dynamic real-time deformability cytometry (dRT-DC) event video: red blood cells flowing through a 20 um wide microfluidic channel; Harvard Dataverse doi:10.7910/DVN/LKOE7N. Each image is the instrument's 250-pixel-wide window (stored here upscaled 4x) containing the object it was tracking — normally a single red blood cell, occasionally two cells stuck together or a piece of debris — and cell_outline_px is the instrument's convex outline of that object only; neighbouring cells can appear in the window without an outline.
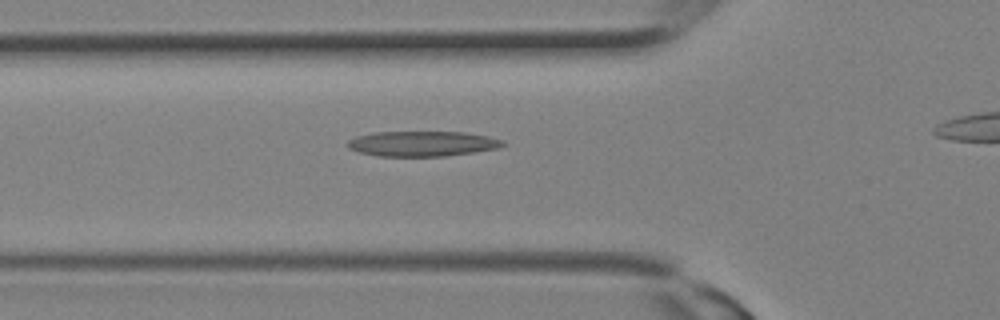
{"species": "Egyptian fruit bat (a non-hibernating species)", "species_latin": "Rousettus aegyptiacus", "temperature_condition": "room temperature", "stored_images_in_passage": 15, "camera_frame_rate_fps": 3000, "um_per_image_px": 0.085, "animal": {"sex": "female"}, "frame": {"image": 1, "passage_image": 4, "time_ms": 1.0, "image_size_px": [1000, 320], "cell_outline_px": [[508, 144], [496, 148], [448, 156], [376, 156], [360, 152], [348, 148], [348, 140], [356, 136], [372, 132], [464, 132], [488, 136], [504, 140]], "centroid_in_image_um": [35.9, 12.21], "position_along_channel_um": 89.9, "area_um2": 22.83}}
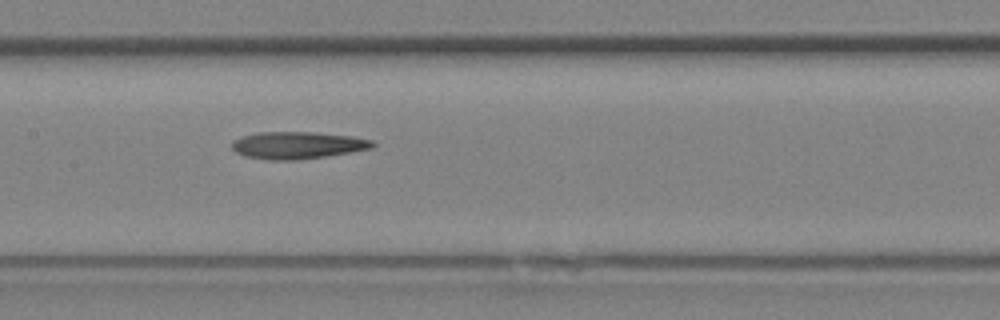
{"frame": {"image": 2, "passage_image": 8, "time_ms": 2.333, "image_size_px": [1000, 320], "cell_outline_px": [[376, 144], [372, 148], [324, 156], [296, 160], [268, 160], [244, 156], [236, 152], [232, 148], [232, 140], [244, 136], [260, 132], [316, 132], [352, 136], [372, 140]], "centroid_in_image_um": [25.27, 12.34], "position_along_channel_um": 182.1, "area_um2": 22.14}}
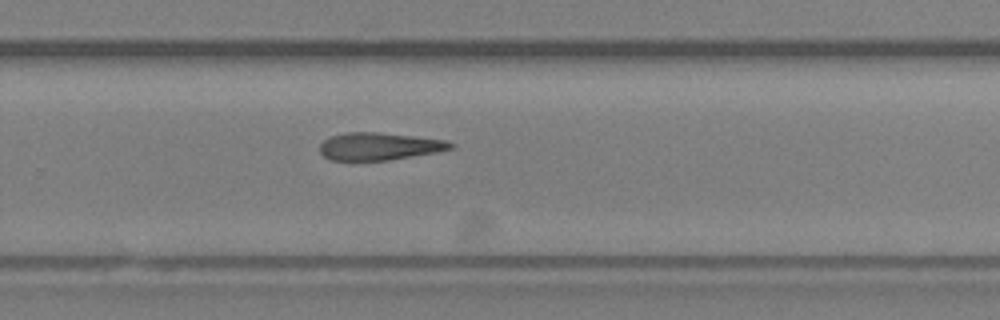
{"frame": {"image": 3, "passage_image": 13, "time_ms": 4.0, "image_size_px": [1000, 320], "cell_outline_px": [[456, 144], [452, 148], [436, 152], [388, 160], [332, 160], [324, 156], [320, 152], [320, 144], [324, 140], [332, 136], [344, 132], [380, 132], [448, 140]], "centroid_in_image_um": [32.25, 12.43], "position_along_channel_um": 297.5, "area_um2": 20.92}}